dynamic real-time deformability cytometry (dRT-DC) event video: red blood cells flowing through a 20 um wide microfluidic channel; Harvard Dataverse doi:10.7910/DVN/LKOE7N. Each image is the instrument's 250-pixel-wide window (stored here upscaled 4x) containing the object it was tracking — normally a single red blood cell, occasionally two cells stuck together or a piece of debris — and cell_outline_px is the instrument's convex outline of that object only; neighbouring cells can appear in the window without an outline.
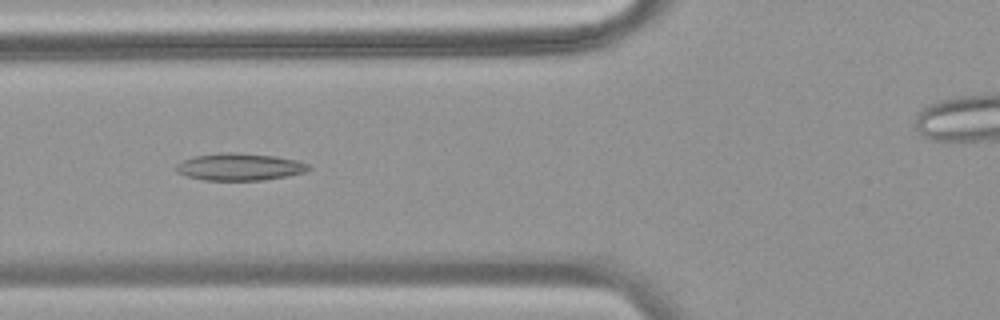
{"species": "common noctule bat (a hibernating species)", "species_latin": "Nyctalus noctula", "temperature_condition": "warm", "stored_images_in_passage": 39, "camera_frame_rate_fps": 3000, "um_per_image_px": 0.085, "animal": {"sex": "female", "body_mass_g": 18.4}, "frame": {"image": 1, "passage_image": 8, "time_ms": 2.333, "image_size_px": [1000, 320], "cell_outline_px": [[312, 168], [304, 172], [288, 176], [264, 180], [204, 180], [188, 176], [176, 172], [176, 164], [184, 160], [196, 156], [220, 152], [224, 152], [276, 156], [296, 160], [308, 164]], "centroid_in_image_um": [20.38, 14.19], "position_along_channel_um": 105.4, "area_um2": 20.81}}
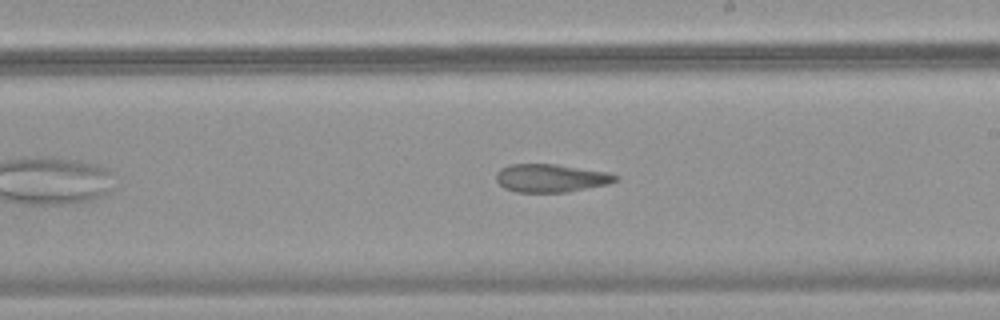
{"frame": {"image": 2, "passage_image": 18, "time_ms": 5.667, "image_size_px": [1000, 320], "cell_outline_px": [[620, 180], [608, 184], [568, 192], [516, 192], [504, 188], [496, 180], [496, 172], [500, 168], [508, 164], [556, 164], [608, 172], [620, 176]], "centroid_in_image_um": [46.84, 15.13], "position_along_channel_um": 242.2, "area_um2": 19.77}}
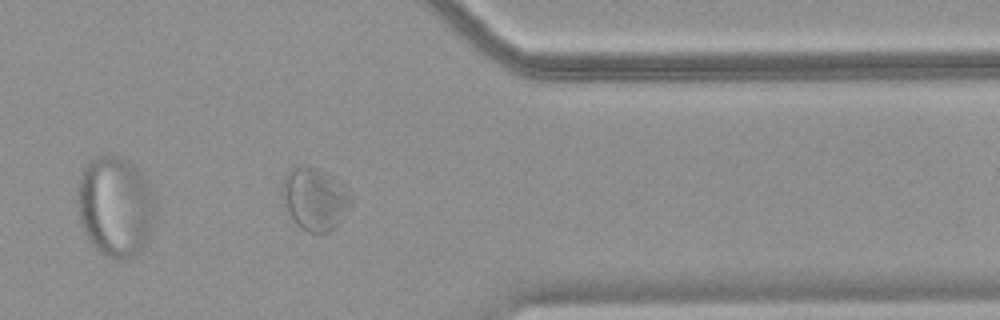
{"frame": {"image": 3, "passage_image": 29, "time_ms": 9.333, "image_size_px": [1000, 320], "cell_outline_px": [[356, 196], [352, 204], [336, 224], [328, 232], [308, 232], [300, 228], [296, 224], [288, 212], [284, 204], [284, 176], [292, 168], [304, 164], [308, 164], [316, 168]], "centroid_in_image_um": [26.76, 16.91], "position_along_channel_um": 384.6, "area_um2": 24.39}}